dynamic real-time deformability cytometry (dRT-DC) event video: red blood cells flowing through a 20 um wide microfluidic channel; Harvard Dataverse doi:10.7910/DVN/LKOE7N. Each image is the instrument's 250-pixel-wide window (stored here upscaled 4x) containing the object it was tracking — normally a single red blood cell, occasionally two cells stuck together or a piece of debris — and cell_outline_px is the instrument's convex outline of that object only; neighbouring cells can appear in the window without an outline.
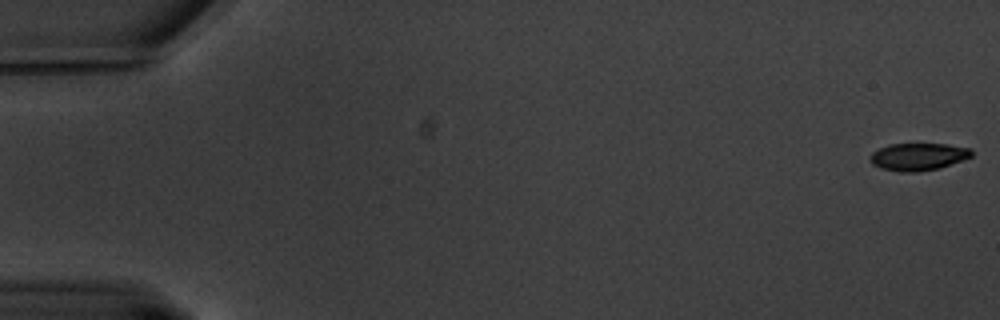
{"species": "common noctule bat (a hibernating species)", "species_latin": "Nyctalus noctula", "temperature_condition": "warm", "stored_images_in_passage": 10, "camera_frame_rate_fps": 3000, "um_per_image_px": 0.085, "animal": {"sex": "male", "body_mass_g": 20.1, "forearm_length_mm": 53.5}, "frame": {"image": 1, "passage_image": 1, "time_ms": 0.0, "image_size_px": [1000, 320], "cell_outline_px": [[972, 156], [940, 168], [920, 172], [900, 172], [880, 168], [872, 164], [868, 160], [868, 156], [872, 152], [888, 144], [948, 144], [972, 148]], "centroid_in_image_um": [78.01, 13.32], "position_along_channel_um": 7.0, "area_um2": 16.42}}